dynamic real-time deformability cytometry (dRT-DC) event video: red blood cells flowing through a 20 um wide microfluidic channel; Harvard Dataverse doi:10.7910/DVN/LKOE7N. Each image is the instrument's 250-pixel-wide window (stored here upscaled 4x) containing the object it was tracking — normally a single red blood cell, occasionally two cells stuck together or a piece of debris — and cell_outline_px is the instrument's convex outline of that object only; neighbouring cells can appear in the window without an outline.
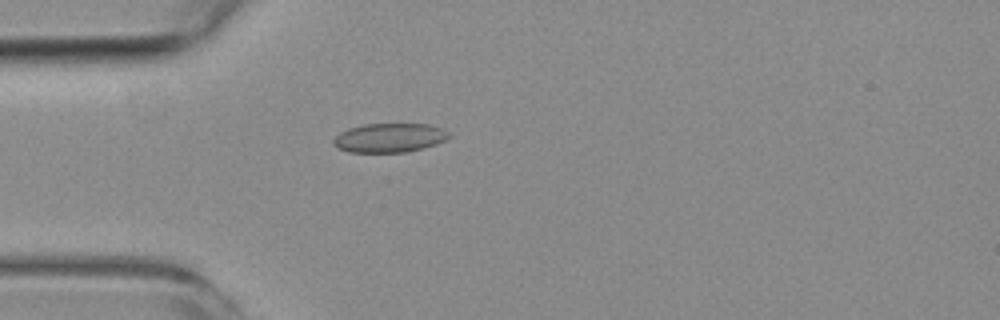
{"species": "common noctule bat (a hibernating species)", "species_latin": "Nyctalus noctula", "temperature_condition": "room temperature", "stored_images_in_passage": 1, "camera_frame_rate_fps": 3000, "um_per_image_px": 0.085, "animal": {"sex": "female", "body_mass_g": 19.3, "forearm_length_mm": 54.1}, "frame": {"image": 1, "passage_image": 1, "time_ms": 0.0, "image_size_px": [1000, 320], "cell_outline_px": [[452, 136], [436, 144], [424, 148], [404, 152], [348, 152], [336, 148], [332, 144], [332, 140], [340, 132], [348, 128], [364, 124], [428, 124], [440, 128], [448, 132]], "centroid_in_image_um": [33.06, 11.71], "position_along_channel_um": 51.9, "area_um2": 19.65}}